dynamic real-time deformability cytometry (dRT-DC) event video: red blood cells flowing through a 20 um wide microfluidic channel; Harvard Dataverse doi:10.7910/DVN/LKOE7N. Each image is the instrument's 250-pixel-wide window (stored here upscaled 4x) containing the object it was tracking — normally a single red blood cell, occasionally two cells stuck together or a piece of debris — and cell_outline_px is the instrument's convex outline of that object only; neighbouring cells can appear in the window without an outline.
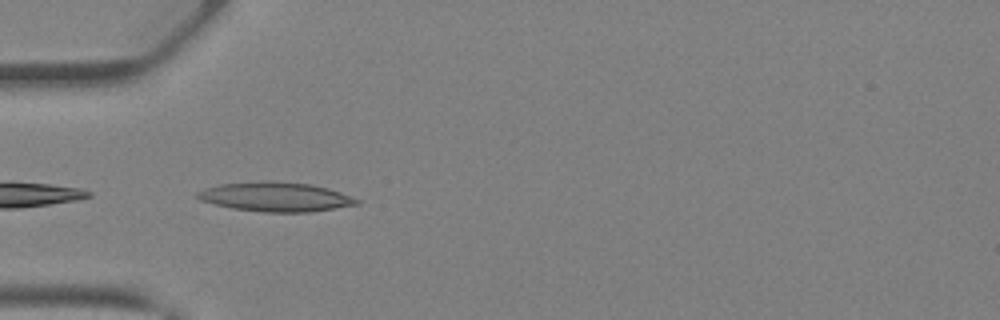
{"species": "Egyptian fruit bat (a non-hibernating species)", "species_latin": "Rousettus aegyptiacus", "temperature_condition": "warm", "stored_images_in_passage": 8, "camera_frame_rate_fps": 3000, "um_per_image_px": 0.085, "animal": {"sex": "female"}, "frame": {"image": 1, "passage_image": 4, "time_ms": 1.0, "image_size_px": [1000, 320], "cell_outline_px": [[360, 204], [308, 212], [264, 212], [232, 208], [200, 200], [192, 196], [196, 192], [204, 188], [220, 184], [264, 180], [272, 180], [312, 184], [328, 188], [340, 192], [360, 200]], "centroid_in_image_um": [23.39, 16.71], "position_along_channel_um": 61.6, "area_um2": 27.46}}